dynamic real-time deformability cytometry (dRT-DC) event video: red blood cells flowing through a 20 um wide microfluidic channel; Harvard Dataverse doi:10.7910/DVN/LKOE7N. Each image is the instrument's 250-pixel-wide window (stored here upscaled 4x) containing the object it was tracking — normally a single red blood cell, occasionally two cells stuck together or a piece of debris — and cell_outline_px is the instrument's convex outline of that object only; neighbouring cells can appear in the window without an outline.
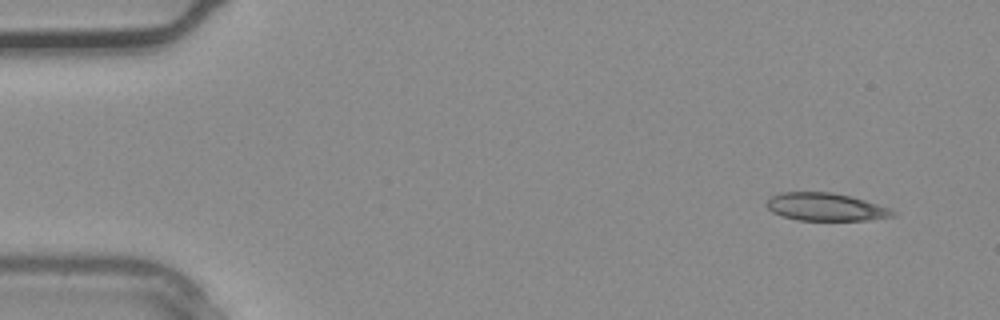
{"species": "common noctule bat (a hibernating species)", "species_latin": "Nyctalus noctula", "temperature_condition": "warm", "stored_images_in_passage": 35, "camera_frame_rate_fps": 3000, "um_per_image_px": 0.085, "animal": {"sex": "male", "body_mass_g": 20.4}, "frame": {"image": 1, "passage_image": 2, "time_ms": 0.333, "image_size_px": [1000, 320], "cell_outline_px": [[896, 216], [868, 220], [796, 220], [780, 216], [772, 212], [764, 204], [772, 196], [780, 192], [832, 192], [864, 200], [888, 208], [896, 212]], "centroid_in_image_um": [70.13, 17.6], "position_along_channel_um": 14.9, "area_um2": 20.4}}
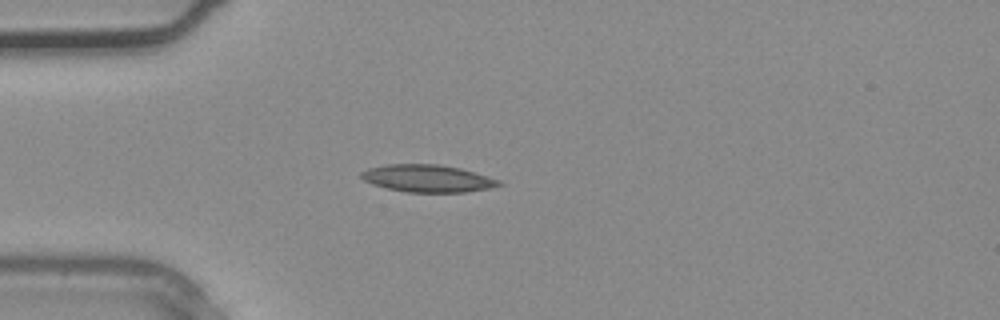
{"frame": {"image": 2, "passage_image": 9, "time_ms": 2.667, "image_size_px": [1000, 320], "cell_outline_px": [[504, 184], [488, 188], [464, 192], [408, 192], [388, 188], [372, 184], [364, 180], [360, 176], [360, 172], [368, 168], [388, 164], [440, 164], [460, 168], [488, 176], [500, 180]], "centroid_in_image_um": [36.34, 15.16], "position_along_channel_um": 48.7, "area_um2": 21.85}}
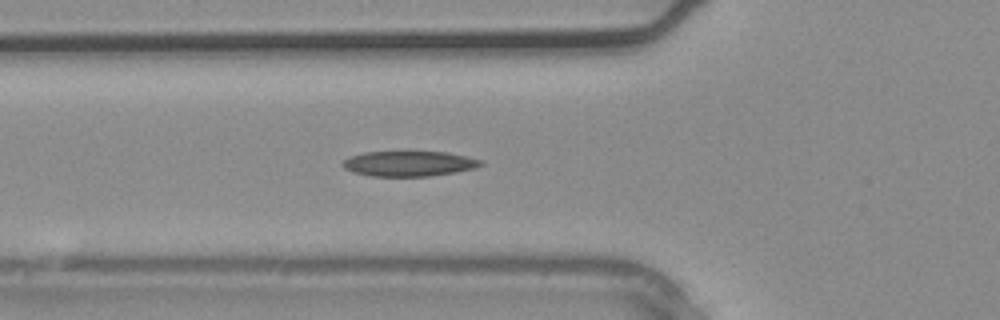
{"frame": {"image": 3, "passage_image": 12, "time_ms": 3.667, "image_size_px": [1000, 320], "cell_outline_px": [[484, 164], [476, 168], [456, 172], [432, 176], [372, 176], [352, 172], [344, 168], [340, 164], [348, 156], [364, 152], [448, 152], [468, 156], [484, 160]], "centroid_in_image_um": [34.79, 13.91], "position_along_channel_um": 91.0, "area_um2": 20.58}}